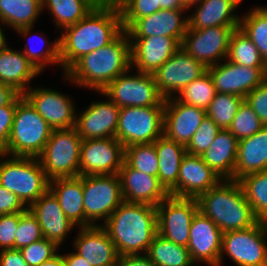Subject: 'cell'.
I'll use <instances>...</instances> for the list:
<instances>
[{
    "mask_svg": "<svg viewBox=\"0 0 267 266\" xmlns=\"http://www.w3.org/2000/svg\"><path fill=\"white\" fill-rule=\"evenodd\" d=\"M123 31L119 7L96 6L83 19L59 35L64 74L78 59L111 43Z\"/></svg>",
    "mask_w": 267,
    "mask_h": 266,
    "instance_id": "1",
    "label": "cell"
},
{
    "mask_svg": "<svg viewBox=\"0 0 267 266\" xmlns=\"http://www.w3.org/2000/svg\"><path fill=\"white\" fill-rule=\"evenodd\" d=\"M131 67L130 38L123 30L111 43L78 59L63 80L75 87L102 91Z\"/></svg>",
    "mask_w": 267,
    "mask_h": 266,
    "instance_id": "2",
    "label": "cell"
},
{
    "mask_svg": "<svg viewBox=\"0 0 267 266\" xmlns=\"http://www.w3.org/2000/svg\"><path fill=\"white\" fill-rule=\"evenodd\" d=\"M102 227L114 243L119 257L146 254L158 234L155 206L123 201Z\"/></svg>",
    "mask_w": 267,
    "mask_h": 266,
    "instance_id": "3",
    "label": "cell"
},
{
    "mask_svg": "<svg viewBox=\"0 0 267 266\" xmlns=\"http://www.w3.org/2000/svg\"><path fill=\"white\" fill-rule=\"evenodd\" d=\"M199 211L224 232L255 226L260 220L237 180L222 179L197 198Z\"/></svg>",
    "mask_w": 267,
    "mask_h": 266,
    "instance_id": "4",
    "label": "cell"
},
{
    "mask_svg": "<svg viewBox=\"0 0 267 266\" xmlns=\"http://www.w3.org/2000/svg\"><path fill=\"white\" fill-rule=\"evenodd\" d=\"M0 185L29 208L49 189V180L38 157L0 154Z\"/></svg>",
    "mask_w": 267,
    "mask_h": 266,
    "instance_id": "5",
    "label": "cell"
},
{
    "mask_svg": "<svg viewBox=\"0 0 267 266\" xmlns=\"http://www.w3.org/2000/svg\"><path fill=\"white\" fill-rule=\"evenodd\" d=\"M52 131L53 128L23 96L17 102L6 155L38 157Z\"/></svg>",
    "mask_w": 267,
    "mask_h": 266,
    "instance_id": "6",
    "label": "cell"
},
{
    "mask_svg": "<svg viewBox=\"0 0 267 266\" xmlns=\"http://www.w3.org/2000/svg\"><path fill=\"white\" fill-rule=\"evenodd\" d=\"M81 143L75 127L53 129L43 152L38 156L49 181L79 176Z\"/></svg>",
    "mask_w": 267,
    "mask_h": 266,
    "instance_id": "7",
    "label": "cell"
},
{
    "mask_svg": "<svg viewBox=\"0 0 267 266\" xmlns=\"http://www.w3.org/2000/svg\"><path fill=\"white\" fill-rule=\"evenodd\" d=\"M123 201L118 174L83 176L85 227L102 226Z\"/></svg>",
    "mask_w": 267,
    "mask_h": 266,
    "instance_id": "8",
    "label": "cell"
},
{
    "mask_svg": "<svg viewBox=\"0 0 267 266\" xmlns=\"http://www.w3.org/2000/svg\"><path fill=\"white\" fill-rule=\"evenodd\" d=\"M225 257L236 266H267V222L259 221L247 229L224 232L218 266L224 264Z\"/></svg>",
    "mask_w": 267,
    "mask_h": 266,
    "instance_id": "9",
    "label": "cell"
},
{
    "mask_svg": "<svg viewBox=\"0 0 267 266\" xmlns=\"http://www.w3.org/2000/svg\"><path fill=\"white\" fill-rule=\"evenodd\" d=\"M101 92L119 108L165 106V98L158 90L154 75L133 70L132 67Z\"/></svg>",
    "mask_w": 267,
    "mask_h": 266,
    "instance_id": "10",
    "label": "cell"
},
{
    "mask_svg": "<svg viewBox=\"0 0 267 266\" xmlns=\"http://www.w3.org/2000/svg\"><path fill=\"white\" fill-rule=\"evenodd\" d=\"M164 107H121L115 138L124 148L155 142L164 135Z\"/></svg>",
    "mask_w": 267,
    "mask_h": 266,
    "instance_id": "11",
    "label": "cell"
},
{
    "mask_svg": "<svg viewBox=\"0 0 267 266\" xmlns=\"http://www.w3.org/2000/svg\"><path fill=\"white\" fill-rule=\"evenodd\" d=\"M239 25L187 29L181 47L206 68L227 59L230 39Z\"/></svg>",
    "mask_w": 267,
    "mask_h": 266,
    "instance_id": "12",
    "label": "cell"
},
{
    "mask_svg": "<svg viewBox=\"0 0 267 266\" xmlns=\"http://www.w3.org/2000/svg\"><path fill=\"white\" fill-rule=\"evenodd\" d=\"M158 234L175 244L187 247L190 225L199 211L196 198H180L169 195L158 206Z\"/></svg>",
    "mask_w": 267,
    "mask_h": 266,
    "instance_id": "13",
    "label": "cell"
},
{
    "mask_svg": "<svg viewBox=\"0 0 267 266\" xmlns=\"http://www.w3.org/2000/svg\"><path fill=\"white\" fill-rule=\"evenodd\" d=\"M35 86V87H34ZM31 86L23 96L53 129H69L76 124V103L70 95L50 87ZM37 86V87H36Z\"/></svg>",
    "mask_w": 267,
    "mask_h": 266,
    "instance_id": "14",
    "label": "cell"
},
{
    "mask_svg": "<svg viewBox=\"0 0 267 266\" xmlns=\"http://www.w3.org/2000/svg\"><path fill=\"white\" fill-rule=\"evenodd\" d=\"M125 148L116 138L82 140L79 176L118 174Z\"/></svg>",
    "mask_w": 267,
    "mask_h": 266,
    "instance_id": "15",
    "label": "cell"
},
{
    "mask_svg": "<svg viewBox=\"0 0 267 266\" xmlns=\"http://www.w3.org/2000/svg\"><path fill=\"white\" fill-rule=\"evenodd\" d=\"M206 71L201 62L180 47L153 75L160 94L167 99L178 95Z\"/></svg>",
    "mask_w": 267,
    "mask_h": 266,
    "instance_id": "16",
    "label": "cell"
},
{
    "mask_svg": "<svg viewBox=\"0 0 267 266\" xmlns=\"http://www.w3.org/2000/svg\"><path fill=\"white\" fill-rule=\"evenodd\" d=\"M217 93H229L245 98L267 78V67H246L225 59L208 67Z\"/></svg>",
    "mask_w": 267,
    "mask_h": 266,
    "instance_id": "17",
    "label": "cell"
},
{
    "mask_svg": "<svg viewBox=\"0 0 267 266\" xmlns=\"http://www.w3.org/2000/svg\"><path fill=\"white\" fill-rule=\"evenodd\" d=\"M105 100L90 102L76 114L75 128L82 140L115 138L120 108L101 91H96Z\"/></svg>",
    "mask_w": 267,
    "mask_h": 266,
    "instance_id": "18",
    "label": "cell"
},
{
    "mask_svg": "<svg viewBox=\"0 0 267 266\" xmlns=\"http://www.w3.org/2000/svg\"><path fill=\"white\" fill-rule=\"evenodd\" d=\"M223 232L208 217L198 211L190 225L188 250L192 261L205 266H218Z\"/></svg>",
    "mask_w": 267,
    "mask_h": 266,
    "instance_id": "19",
    "label": "cell"
},
{
    "mask_svg": "<svg viewBox=\"0 0 267 266\" xmlns=\"http://www.w3.org/2000/svg\"><path fill=\"white\" fill-rule=\"evenodd\" d=\"M131 67L142 73L153 74L181 47L169 36L129 37Z\"/></svg>",
    "mask_w": 267,
    "mask_h": 266,
    "instance_id": "20",
    "label": "cell"
},
{
    "mask_svg": "<svg viewBox=\"0 0 267 266\" xmlns=\"http://www.w3.org/2000/svg\"><path fill=\"white\" fill-rule=\"evenodd\" d=\"M222 178L218 176L198 155L187 154L183 157L177 184L169 191L171 196L198 198Z\"/></svg>",
    "mask_w": 267,
    "mask_h": 266,
    "instance_id": "21",
    "label": "cell"
},
{
    "mask_svg": "<svg viewBox=\"0 0 267 266\" xmlns=\"http://www.w3.org/2000/svg\"><path fill=\"white\" fill-rule=\"evenodd\" d=\"M123 200L158 206L170 194L159 178L132 168L125 160L118 172Z\"/></svg>",
    "mask_w": 267,
    "mask_h": 266,
    "instance_id": "22",
    "label": "cell"
},
{
    "mask_svg": "<svg viewBox=\"0 0 267 266\" xmlns=\"http://www.w3.org/2000/svg\"><path fill=\"white\" fill-rule=\"evenodd\" d=\"M206 110L180 102L176 97L165 99L164 135L186 147L202 119Z\"/></svg>",
    "mask_w": 267,
    "mask_h": 266,
    "instance_id": "23",
    "label": "cell"
},
{
    "mask_svg": "<svg viewBox=\"0 0 267 266\" xmlns=\"http://www.w3.org/2000/svg\"><path fill=\"white\" fill-rule=\"evenodd\" d=\"M28 209L38 220L44 238L60 248L69 234L78 228L66 217L58 199L49 189Z\"/></svg>",
    "mask_w": 267,
    "mask_h": 266,
    "instance_id": "24",
    "label": "cell"
},
{
    "mask_svg": "<svg viewBox=\"0 0 267 266\" xmlns=\"http://www.w3.org/2000/svg\"><path fill=\"white\" fill-rule=\"evenodd\" d=\"M187 11L188 9H161L138 19L127 33L129 37L169 36L181 44L188 28Z\"/></svg>",
    "mask_w": 267,
    "mask_h": 266,
    "instance_id": "25",
    "label": "cell"
},
{
    "mask_svg": "<svg viewBox=\"0 0 267 266\" xmlns=\"http://www.w3.org/2000/svg\"><path fill=\"white\" fill-rule=\"evenodd\" d=\"M72 249L92 266H110L119 259L114 243L102 226L78 227Z\"/></svg>",
    "mask_w": 267,
    "mask_h": 266,
    "instance_id": "26",
    "label": "cell"
},
{
    "mask_svg": "<svg viewBox=\"0 0 267 266\" xmlns=\"http://www.w3.org/2000/svg\"><path fill=\"white\" fill-rule=\"evenodd\" d=\"M243 1L244 0H199L189 5L188 11H190L191 14H187V29L239 25L241 13L239 15L236 10ZM191 9L194 10L191 12Z\"/></svg>",
    "mask_w": 267,
    "mask_h": 266,
    "instance_id": "27",
    "label": "cell"
},
{
    "mask_svg": "<svg viewBox=\"0 0 267 266\" xmlns=\"http://www.w3.org/2000/svg\"><path fill=\"white\" fill-rule=\"evenodd\" d=\"M9 42L0 45V82L11 86L19 94H24L32 85V80L42 74L22 53L13 49Z\"/></svg>",
    "mask_w": 267,
    "mask_h": 266,
    "instance_id": "28",
    "label": "cell"
},
{
    "mask_svg": "<svg viewBox=\"0 0 267 266\" xmlns=\"http://www.w3.org/2000/svg\"><path fill=\"white\" fill-rule=\"evenodd\" d=\"M267 170V125L257 133L238 141L233 180Z\"/></svg>",
    "mask_w": 267,
    "mask_h": 266,
    "instance_id": "29",
    "label": "cell"
},
{
    "mask_svg": "<svg viewBox=\"0 0 267 266\" xmlns=\"http://www.w3.org/2000/svg\"><path fill=\"white\" fill-rule=\"evenodd\" d=\"M237 150V138L228 129H221L209 148L200 156L222 179L233 180Z\"/></svg>",
    "mask_w": 267,
    "mask_h": 266,
    "instance_id": "30",
    "label": "cell"
},
{
    "mask_svg": "<svg viewBox=\"0 0 267 266\" xmlns=\"http://www.w3.org/2000/svg\"><path fill=\"white\" fill-rule=\"evenodd\" d=\"M49 190L58 199L66 217L77 227H85L83 176L56 178L49 181Z\"/></svg>",
    "mask_w": 267,
    "mask_h": 266,
    "instance_id": "31",
    "label": "cell"
},
{
    "mask_svg": "<svg viewBox=\"0 0 267 266\" xmlns=\"http://www.w3.org/2000/svg\"><path fill=\"white\" fill-rule=\"evenodd\" d=\"M34 27L35 26L24 27L15 31L22 39H27L24 44V49L22 48L21 50L22 53L41 73H43L49 65L53 67L54 65H58L61 69L59 36L55 38L54 41H51L49 37L45 38L44 35H41V32L36 33L33 29ZM34 34H38L36 35L37 39L33 37ZM32 38L33 40L34 38L38 40L36 42L39 46H37L38 49L30 44L33 41Z\"/></svg>",
    "mask_w": 267,
    "mask_h": 266,
    "instance_id": "32",
    "label": "cell"
},
{
    "mask_svg": "<svg viewBox=\"0 0 267 266\" xmlns=\"http://www.w3.org/2000/svg\"><path fill=\"white\" fill-rule=\"evenodd\" d=\"M154 145L159 160L158 178L169 192L178 182V173L182 159L186 155V148L165 135L158 138Z\"/></svg>",
    "mask_w": 267,
    "mask_h": 266,
    "instance_id": "33",
    "label": "cell"
},
{
    "mask_svg": "<svg viewBox=\"0 0 267 266\" xmlns=\"http://www.w3.org/2000/svg\"><path fill=\"white\" fill-rule=\"evenodd\" d=\"M42 11V0H0V21L4 27L17 29L34 26Z\"/></svg>",
    "mask_w": 267,
    "mask_h": 266,
    "instance_id": "34",
    "label": "cell"
},
{
    "mask_svg": "<svg viewBox=\"0 0 267 266\" xmlns=\"http://www.w3.org/2000/svg\"><path fill=\"white\" fill-rule=\"evenodd\" d=\"M95 7L91 0H42L43 13L48 11L60 32L83 19Z\"/></svg>",
    "mask_w": 267,
    "mask_h": 266,
    "instance_id": "35",
    "label": "cell"
},
{
    "mask_svg": "<svg viewBox=\"0 0 267 266\" xmlns=\"http://www.w3.org/2000/svg\"><path fill=\"white\" fill-rule=\"evenodd\" d=\"M146 255L155 266H195L187 247L175 244L157 234Z\"/></svg>",
    "mask_w": 267,
    "mask_h": 266,
    "instance_id": "36",
    "label": "cell"
},
{
    "mask_svg": "<svg viewBox=\"0 0 267 266\" xmlns=\"http://www.w3.org/2000/svg\"><path fill=\"white\" fill-rule=\"evenodd\" d=\"M241 14L239 28L253 42L267 63V12L259 5Z\"/></svg>",
    "mask_w": 267,
    "mask_h": 266,
    "instance_id": "37",
    "label": "cell"
},
{
    "mask_svg": "<svg viewBox=\"0 0 267 266\" xmlns=\"http://www.w3.org/2000/svg\"><path fill=\"white\" fill-rule=\"evenodd\" d=\"M238 182L257 218L267 222V170L245 175Z\"/></svg>",
    "mask_w": 267,
    "mask_h": 266,
    "instance_id": "38",
    "label": "cell"
},
{
    "mask_svg": "<svg viewBox=\"0 0 267 266\" xmlns=\"http://www.w3.org/2000/svg\"><path fill=\"white\" fill-rule=\"evenodd\" d=\"M227 60L246 67H267L257 47L240 28L231 36Z\"/></svg>",
    "mask_w": 267,
    "mask_h": 266,
    "instance_id": "39",
    "label": "cell"
},
{
    "mask_svg": "<svg viewBox=\"0 0 267 266\" xmlns=\"http://www.w3.org/2000/svg\"><path fill=\"white\" fill-rule=\"evenodd\" d=\"M216 93L212 78L206 71L199 78L186 85L175 97L184 104L206 110Z\"/></svg>",
    "mask_w": 267,
    "mask_h": 266,
    "instance_id": "40",
    "label": "cell"
},
{
    "mask_svg": "<svg viewBox=\"0 0 267 266\" xmlns=\"http://www.w3.org/2000/svg\"><path fill=\"white\" fill-rule=\"evenodd\" d=\"M244 98L229 93H216L206 109L208 115L221 129H228Z\"/></svg>",
    "mask_w": 267,
    "mask_h": 266,
    "instance_id": "41",
    "label": "cell"
},
{
    "mask_svg": "<svg viewBox=\"0 0 267 266\" xmlns=\"http://www.w3.org/2000/svg\"><path fill=\"white\" fill-rule=\"evenodd\" d=\"M132 168L158 177L159 160L153 143L134 144L125 147V159Z\"/></svg>",
    "mask_w": 267,
    "mask_h": 266,
    "instance_id": "42",
    "label": "cell"
},
{
    "mask_svg": "<svg viewBox=\"0 0 267 266\" xmlns=\"http://www.w3.org/2000/svg\"><path fill=\"white\" fill-rule=\"evenodd\" d=\"M263 126L264 124L260 121L258 115L244 100L239 106L228 130L240 141L254 135Z\"/></svg>",
    "mask_w": 267,
    "mask_h": 266,
    "instance_id": "43",
    "label": "cell"
},
{
    "mask_svg": "<svg viewBox=\"0 0 267 266\" xmlns=\"http://www.w3.org/2000/svg\"><path fill=\"white\" fill-rule=\"evenodd\" d=\"M123 30H128L138 19L159 10L160 0H124L119 6Z\"/></svg>",
    "mask_w": 267,
    "mask_h": 266,
    "instance_id": "44",
    "label": "cell"
},
{
    "mask_svg": "<svg viewBox=\"0 0 267 266\" xmlns=\"http://www.w3.org/2000/svg\"><path fill=\"white\" fill-rule=\"evenodd\" d=\"M220 131L221 128L208 115H205L201 125L186 145V153L198 156L202 155Z\"/></svg>",
    "mask_w": 267,
    "mask_h": 266,
    "instance_id": "45",
    "label": "cell"
},
{
    "mask_svg": "<svg viewBox=\"0 0 267 266\" xmlns=\"http://www.w3.org/2000/svg\"><path fill=\"white\" fill-rule=\"evenodd\" d=\"M41 226L36 217L27 209L19 212V223L15 236V249H21L31 243L43 239Z\"/></svg>",
    "mask_w": 267,
    "mask_h": 266,
    "instance_id": "46",
    "label": "cell"
},
{
    "mask_svg": "<svg viewBox=\"0 0 267 266\" xmlns=\"http://www.w3.org/2000/svg\"><path fill=\"white\" fill-rule=\"evenodd\" d=\"M54 242L43 238L20 249L24 260L29 266H39L43 262L53 258L61 251Z\"/></svg>",
    "mask_w": 267,
    "mask_h": 266,
    "instance_id": "47",
    "label": "cell"
},
{
    "mask_svg": "<svg viewBox=\"0 0 267 266\" xmlns=\"http://www.w3.org/2000/svg\"><path fill=\"white\" fill-rule=\"evenodd\" d=\"M22 97L23 94H18L8 105L0 107V154H6L17 102Z\"/></svg>",
    "mask_w": 267,
    "mask_h": 266,
    "instance_id": "48",
    "label": "cell"
},
{
    "mask_svg": "<svg viewBox=\"0 0 267 266\" xmlns=\"http://www.w3.org/2000/svg\"><path fill=\"white\" fill-rule=\"evenodd\" d=\"M19 213L0 215V250L15 249Z\"/></svg>",
    "mask_w": 267,
    "mask_h": 266,
    "instance_id": "49",
    "label": "cell"
},
{
    "mask_svg": "<svg viewBox=\"0 0 267 266\" xmlns=\"http://www.w3.org/2000/svg\"><path fill=\"white\" fill-rule=\"evenodd\" d=\"M244 100L258 115L260 121L267 125V78L249 92Z\"/></svg>",
    "mask_w": 267,
    "mask_h": 266,
    "instance_id": "50",
    "label": "cell"
},
{
    "mask_svg": "<svg viewBox=\"0 0 267 266\" xmlns=\"http://www.w3.org/2000/svg\"><path fill=\"white\" fill-rule=\"evenodd\" d=\"M27 209L17 195L0 185V215L24 212Z\"/></svg>",
    "mask_w": 267,
    "mask_h": 266,
    "instance_id": "51",
    "label": "cell"
},
{
    "mask_svg": "<svg viewBox=\"0 0 267 266\" xmlns=\"http://www.w3.org/2000/svg\"><path fill=\"white\" fill-rule=\"evenodd\" d=\"M0 266H29L19 249L0 250Z\"/></svg>",
    "mask_w": 267,
    "mask_h": 266,
    "instance_id": "52",
    "label": "cell"
},
{
    "mask_svg": "<svg viewBox=\"0 0 267 266\" xmlns=\"http://www.w3.org/2000/svg\"><path fill=\"white\" fill-rule=\"evenodd\" d=\"M118 260L122 266H155L146 254L124 255Z\"/></svg>",
    "mask_w": 267,
    "mask_h": 266,
    "instance_id": "53",
    "label": "cell"
},
{
    "mask_svg": "<svg viewBox=\"0 0 267 266\" xmlns=\"http://www.w3.org/2000/svg\"><path fill=\"white\" fill-rule=\"evenodd\" d=\"M64 266H92L84 257L78 255L74 250L68 253H62Z\"/></svg>",
    "mask_w": 267,
    "mask_h": 266,
    "instance_id": "54",
    "label": "cell"
},
{
    "mask_svg": "<svg viewBox=\"0 0 267 266\" xmlns=\"http://www.w3.org/2000/svg\"><path fill=\"white\" fill-rule=\"evenodd\" d=\"M18 94L11 86L0 82V107L8 105Z\"/></svg>",
    "mask_w": 267,
    "mask_h": 266,
    "instance_id": "55",
    "label": "cell"
},
{
    "mask_svg": "<svg viewBox=\"0 0 267 266\" xmlns=\"http://www.w3.org/2000/svg\"><path fill=\"white\" fill-rule=\"evenodd\" d=\"M160 8L163 10L188 9L184 0H160Z\"/></svg>",
    "mask_w": 267,
    "mask_h": 266,
    "instance_id": "56",
    "label": "cell"
},
{
    "mask_svg": "<svg viewBox=\"0 0 267 266\" xmlns=\"http://www.w3.org/2000/svg\"><path fill=\"white\" fill-rule=\"evenodd\" d=\"M39 266H64L62 261V252H58L53 258L43 262Z\"/></svg>",
    "mask_w": 267,
    "mask_h": 266,
    "instance_id": "57",
    "label": "cell"
},
{
    "mask_svg": "<svg viewBox=\"0 0 267 266\" xmlns=\"http://www.w3.org/2000/svg\"><path fill=\"white\" fill-rule=\"evenodd\" d=\"M96 6H115L119 7L124 0H91Z\"/></svg>",
    "mask_w": 267,
    "mask_h": 266,
    "instance_id": "58",
    "label": "cell"
},
{
    "mask_svg": "<svg viewBox=\"0 0 267 266\" xmlns=\"http://www.w3.org/2000/svg\"><path fill=\"white\" fill-rule=\"evenodd\" d=\"M7 34L5 35V30L3 28V25L0 21V45H2L3 43H5L8 39H6Z\"/></svg>",
    "mask_w": 267,
    "mask_h": 266,
    "instance_id": "59",
    "label": "cell"
},
{
    "mask_svg": "<svg viewBox=\"0 0 267 266\" xmlns=\"http://www.w3.org/2000/svg\"><path fill=\"white\" fill-rule=\"evenodd\" d=\"M184 1H185V3L187 4V6H189V5L195 3V2H197V1H199V0H184Z\"/></svg>",
    "mask_w": 267,
    "mask_h": 266,
    "instance_id": "60",
    "label": "cell"
},
{
    "mask_svg": "<svg viewBox=\"0 0 267 266\" xmlns=\"http://www.w3.org/2000/svg\"><path fill=\"white\" fill-rule=\"evenodd\" d=\"M110 266H122L121 262L118 260L116 261L114 264L110 265Z\"/></svg>",
    "mask_w": 267,
    "mask_h": 266,
    "instance_id": "61",
    "label": "cell"
},
{
    "mask_svg": "<svg viewBox=\"0 0 267 266\" xmlns=\"http://www.w3.org/2000/svg\"><path fill=\"white\" fill-rule=\"evenodd\" d=\"M267 12V4L261 6Z\"/></svg>",
    "mask_w": 267,
    "mask_h": 266,
    "instance_id": "62",
    "label": "cell"
}]
</instances>
